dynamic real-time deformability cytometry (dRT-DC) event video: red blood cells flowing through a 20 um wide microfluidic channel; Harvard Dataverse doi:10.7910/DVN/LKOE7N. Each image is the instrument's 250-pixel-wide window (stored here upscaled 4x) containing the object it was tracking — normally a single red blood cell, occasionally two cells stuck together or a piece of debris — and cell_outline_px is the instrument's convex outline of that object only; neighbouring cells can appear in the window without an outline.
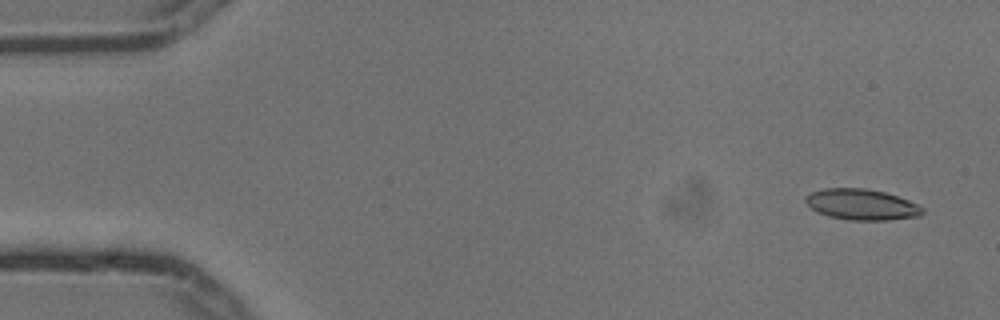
{"species": "common noctule bat (a hibernating species)", "species_latin": "Nyctalus noctula", "temperature_condition": "cold", "stored_images_in_passage": 5, "segment_of_instrument_passage": [1, 2], "camera_frame_rate_fps": 3000, "um_per_image_px": 0.085, "animal": {"sex": "male", "body_mass_g": 13.3}, "frame": {"image": 1, "passage_image": 1, "time_ms": 0.0, "image_size_px": [1000, 320], "cell_outline_px": [[924, 212], [920, 216], [892, 220], [852, 220], [828, 216], [812, 208], [804, 200], [804, 196], [812, 192], [824, 188], [864, 188], [884, 192], [908, 200], [924, 208]], "centroid_in_image_um": [73.25, 17.38], "position_along_channel_um": 11.7, "area_um2": 20.92}}
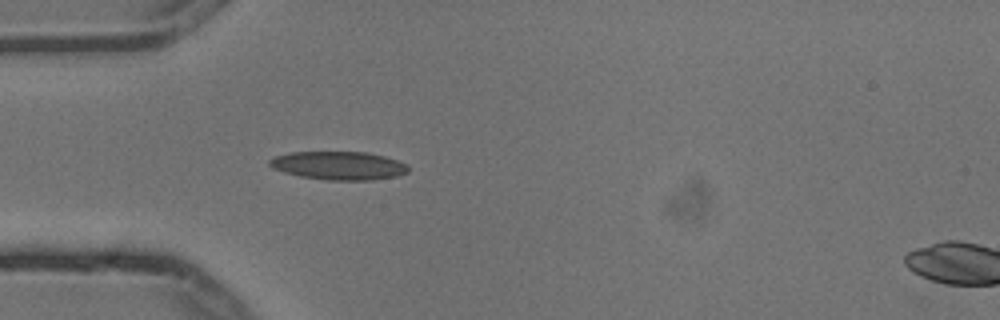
{"frame": {"image": 2, "passage_image": 4, "time_ms": 1.0, "image_size_px": [1000, 320], "cell_outline_px": [[408, 172], [396, 176], [368, 180], [328, 180], [300, 176], [284, 172], [272, 168], [268, 164], [268, 160], [276, 156], [292, 152], [364, 152], [384, 156], [408, 164]], "centroid_in_image_um": [28.78, 14.07], "position_along_channel_um": 56.2, "area_um2": 22.77}}